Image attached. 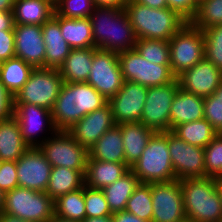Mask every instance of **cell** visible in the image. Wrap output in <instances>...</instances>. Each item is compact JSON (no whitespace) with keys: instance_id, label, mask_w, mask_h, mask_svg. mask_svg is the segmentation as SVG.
I'll return each instance as SVG.
<instances>
[{"instance_id":"37","label":"cell","mask_w":222,"mask_h":222,"mask_svg":"<svg viewBox=\"0 0 222 222\" xmlns=\"http://www.w3.org/2000/svg\"><path fill=\"white\" fill-rule=\"evenodd\" d=\"M190 23L200 30L222 24V0L201 1Z\"/></svg>"},{"instance_id":"34","label":"cell","mask_w":222,"mask_h":222,"mask_svg":"<svg viewBox=\"0 0 222 222\" xmlns=\"http://www.w3.org/2000/svg\"><path fill=\"white\" fill-rule=\"evenodd\" d=\"M55 215L62 219L82 222L86 218L84 186L54 200Z\"/></svg>"},{"instance_id":"4","label":"cell","mask_w":222,"mask_h":222,"mask_svg":"<svg viewBox=\"0 0 222 222\" xmlns=\"http://www.w3.org/2000/svg\"><path fill=\"white\" fill-rule=\"evenodd\" d=\"M186 218L197 222H221L222 202L217 178L200 177L180 180Z\"/></svg>"},{"instance_id":"22","label":"cell","mask_w":222,"mask_h":222,"mask_svg":"<svg viewBox=\"0 0 222 222\" xmlns=\"http://www.w3.org/2000/svg\"><path fill=\"white\" fill-rule=\"evenodd\" d=\"M204 98L177 90L170 107V131L176 126L204 119Z\"/></svg>"},{"instance_id":"28","label":"cell","mask_w":222,"mask_h":222,"mask_svg":"<svg viewBox=\"0 0 222 222\" xmlns=\"http://www.w3.org/2000/svg\"><path fill=\"white\" fill-rule=\"evenodd\" d=\"M53 17L59 22L61 33L71 49L94 47L93 31L89 18H65L55 12Z\"/></svg>"},{"instance_id":"16","label":"cell","mask_w":222,"mask_h":222,"mask_svg":"<svg viewBox=\"0 0 222 222\" xmlns=\"http://www.w3.org/2000/svg\"><path fill=\"white\" fill-rule=\"evenodd\" d=\"M18 186L38 192L47 190L52 165L38 147H29L16 161Z\"/></svg>"},{"instance_id":"20","label":"cell","mask_w":222,"mask_h":222,"mask_svg":"<svg viewBox=\"0 0 222 222\" xmlns=\"http://www.w3.org/2000/svg\"><path fill=\"white\" fill-rule=\"evenodd\" d=\"M111 107L107 103L85 115L67 131L82 146L89 149L106 131L115 126Z\"/></svg>"},{"instance_id":"52","label":"cell","mask_w":222,"mask_h":222,"mask_svg":"<svg viewBox=\"0 0 222 222\" xmlns=\"http://www.w3.org/2000/svg\"><path fill=\"white\" fill-rule=\"evenodd\" d=\"M15 0H0V12L13 11Z\"/></svg>"},{"instance_id":"36","label":"cell","mask_w":222,"mask_h":222,"mask_svg":"<svg viewBox=\"0 0 222 222\" xmlns=\"http://www.w3.org/2000/svg\"><path fill=\"white\" fill-rule=\"evenodd\" d=\"M134 49L149 62L159 65H170L169 41L137 39Z\"/></svg>"},{"instance_id":"45","label":"cell","mask_w":222,"mask_h":222,"mask_svg":"<svg viewBox=\"0 0 222 222\" xmlns=\"http://www.w3.org/2000/svg\"><path fill=\"white\" fill-rule=\"evenodd\" d=\"M168 8L179 13L188 22L194 17L198 3L195 0H166Z\"/></svg>"},{"instance_id":"26","label":"cell","mask_w":222,"mask_h":222,"mask_svg":"<svg viewBox=\"0 0 222 222\" xmlns=\"http://www.w3.org/2000/svg\"><path fill=\"white\" fill-rule=\"evenodd\" d=\"M117 126L122 132L125 163L130 167L140 158L154 131L141 122L121 123Z\"/></svg>"},{"instance_id":"13","label":"cell","mask_w":222,"mask_h":222,"mask_svg":"<svg viewBox=\"0 0 222 222\" xmlns=\"http://www.w3.org/2000/svg\"><path fill=\"white\" fill-rule=\"evenodd\" d=\"M86 82L107 100L114 97L124 83L118 54L98 49L93 54L92 66Z\"/></svg>"},{"instance_id":"35","label":"cell","mask_w":222,"mask_h":222,"mask_svg":"<svg viewBox=\"0 0 222 222\" xmlns=\"http://www.w3.org/2000/svg\"><path fill=\"white\" fill-rule=\"evenodd\" d=\"M125 211L142 220L152 222L153 208L150 183H139L128 199Z\"/></svg>"},{"instance_id":"38","label":"cell","mask_w":222,"mask_h":222,"mask_svg":"<svg viewBox=\"0 0 222 222\" xmlns=\"http://www.w3.org/2000/svg\"><path fill=\"white\" fill-rule=\"evenodd\" d=\"M202 31L205 39V58L222 72V24Z\"/></svg>"},{"instance_id":"12","label":"cell","mask_w":222,"mask_h":222,"mask_svg":"<svg viewBox=\"0 0 222 222\" xmlns=\"http://www.w3.org/2000/svg\"><path fill=\"white\" fill-rule=\"evenodd\" d=\"M13 115L19 123L23 140L30 147H38L57 131L51 111L47 108L29 103H14Z\"/></svg>"},{"instance_id":"56","label":"cell","mask_w":222,"mask_h":222,"mask_svg":"<svg viewBox=\"0 0 222 222\" xmlns=\"http://www.w3.org/2000/svg\"><path fill=\"white\" fill-rule=\"evenodd\" d=\"M4 194L5 193L0 190V213L2 212L3 205H4Z\"/></svg>"},{"instance_id":"10","label":"cell","mask_w":222,"mask_h":222,"mask_svg":"<svg viewBox=\"0 0 222 222\" xmlns=\"http://www.w3.org/2000/svg\"><path fill=\"white\" fill-rule=\"evenodd\" d=\"M118 60L124 81L153 87L168 84L176 78L170 65L149 62L135 49L118 54Z\"/></svg>"},{"instance_id":"33","label":"cell","mask_w":222,"mask_h":222,"mask_svg":"<svg viewBox=\"0 0 222 222\" xmlns=\"http://www.w3.org/2000/svg\"><path fill=\"white\" fill-rule=\"evenodd\" d=\"M172 132L188 144L202 148H205L218 134L206 119L182 123Z\"/></svg>"},{"instance_id":"49","label":"cell","mask_w":222,"mask_h":222,"mask_svg":"<svg viewBox=\"0 0 222 222\" xmlns=\"http://www.w3.org/2000/svg\"><path fill=\"white\" fill-rule=\"evenodd\" d=\"M136 2L154 9L168 7L166 0H137Z\"/></svg>"},{"instance_id":"47","label":"cell","mask_w":222,"mask_h":222,"mask_svg":"<svg viewBox=\"0 0 222 222\" xmlns=\"http://www.w3.org/2000/svg\"><path fill=\"white\" fill-rule=\"evenodd\" d=\"M113 222H148L125 210L112 214Z\"/></svg>"},{"instance_id":"60","label":"cell","mask_w":222,"mask_h":222,"mask_svg":"<svg viewBox=\"0 0 222 222\" xmlns=\"http://www.w3.org/2000/svg\"><path fill=\"white\" fill-rule=\"evenodd\" d=\"M198 4L201 2V1H204V0H195Z\"/></svg>"},{"instance_id":"23","label":"cell","mask_w":222,"mask_h":222,"mask_svg":"<svg viewBox=\"0 0 222 222\" xmlns=\"http://www.w3.org/2000/svg\"><path fill=\"white\" fill-rule=\"evenodd\" d=\"M129 170L130 167L126 163L94 160L88 156L84 175L85 185L94 189H103L125 175Z\"/></svg>"},{"instance_id":"59","label":"cell","mask_w":222,"mask_h":222,"mask_svg":"<svg viewBox=\"0 0 222 222\" xmlns=\"http://www.w3.org/2000/svg\"><path fill=\"white\" fill-rule=\"evenodd\" d=\"M49 1L55 5L58 0H49Z\"/></svg>"},{"instance_id":"43","label":"cell","mask_w":222,"mask_h":222,"mask_svg":"<svg viewBox=\"0 0 222 222\" xmlns=\"http://www.w3.org/2000/svg\"><path fill=\"white\" fill-rule=\"evenodd\" d=\"M18 187L16 161H0V190L4 193Z\"/></svg>"},{"instance_id":"17","label":"cell","mask_w":222,"mask_h":222,"mask_svg":"<svg viewBox=\"0 0 222 222\" xmlns=\"http://www.w3.org/2000/svg\"><path fill=\"white\" fill-rule=\"evenodd\" d=\"M146 97V86L124 81L118 93L108 100L115 124L140 122Z\"/></svg>"},{"instance_id":"58","label":"cell","mask_w":222,"mask_h":222,"mask_svg":"<svg viewBox=\"0 0 222 222\" xmlns=\"http://www.w3.org/2000/svg\"><path fill=\"white\" fill-rule=\"evenodd\" d=\"M180 222H197V221L191 220V219H189V218H185V219H183V220L180 221Z\"/></svg>"},{"instance_id":"53","label":"cell","mask_w":222,"mask_h":222,"mask_svg":"<svg viewBox=\"0 0 222 222\" xmlns=\"http://www.w3.org/2000/svg\"><path fill=\"white\" fill-rule=\"evenodd\" d=\"M82 222H113L112 216L86 217Z\"/></svg>"},{"instance_id":"2","label":"cell","mask_w":222,"mask_h":222,"mask_svg":"<svg viewBox=\"0 0 222 222\" xmlns=\"http://www.w3.org/2000/svg\"><path fill=\"white\" fill-rule=\"evenodd\" d=\"M107 103L108 100L87 82H63L51 110L54 126L67 131L85 115Z\"/></svg>"},{"instance_id":"46","label":"cell","mask_w":222,"mask_h":222,"mask_svg":"<svg viewBox=\"0 0 222 222\" xmlns=\"http://www.w3.org/2000/svg\"><path fill=\"white\" fill-rule=\"evenodd\" d=\"M14 96L0 82V120L13 116Z\"/></svg>"},{"instance_id":"19","label":"cell","mask_w":222,"mask_h":222,"mask_svg":"<svg viewBox=\"0 0 222 222\" xmlns=\"http://www.w3.org/2000/svg\"><path fill=\"white\" fill-rule=\"evenodd\" d=\"M15 57L33 68H45V44L42 25L14 24Z\"/></svg>"},{"instance_id":"25","label":"cell","mask_w":222,"mask_h":222,"mask_svg":"<svg viewBox=\"0 0 222 222\" xmlns=\"http://www.w3.org/2000/svg\"><path fill=\"white\" fill-rule=\"evenodd\" d=\"M97 50L96 47L71 49L63 64L58 68L63 82H86L90 74L93 54Z\"/></svg>"},{"instance_id":"24","label":"cell","mask_w":222,"mask_h":222,"mask_svg":"<svg viewBox=\"0 0 222 222\" xmlns=\"http://www.w3.org/2000/svg\"><path fill=\"white\" fill-rule=\"evenodd\" d=\"M29 147L14 115L0 120V161H17Z\"/></svg>"},{"instance_id":"21","label":"cell","mask_w":222,"mask_h":222,"mask_svg":"<svg viewBox=\"0 0 222 222\" xmlns=\"http://www.w3.org/2000/svg\"><path fill=\"white\" fill-rule=\"evenodd\" d=\"M45 44V68L58 69L67 58L71 47L63 38L59 22L52 16L42 25Z\"/></svg>"},{"instance_id":"31","label":"cell","mask_w":222,"mask_h":222,"mask_svg":"<svg viewBox=\"0 0 222 222\" xmlns=\"http://www.w3.org/2000/svg\"><path fill=\"white\" fill-rule=\"evenodd\" d=\"M139 183L140 181L136 175L129 170L114 183L102 189L112 214L125 210L128 199L134 193Z\"/></svg>"},{"instance_id":"42","label":"cell","mask_w":222,"mask_h":222,"mask_svg":"<svg viewBox=\"0 0 222 222\" xmlns=\"http://www.w3.org/2000/svg\"><path fill=\"white\" fill-rule=\"evenodd\" d=\"M204 119L210 122L212 127L222 133V82L208 97L204 98Z\"/></svg>"},{"instance_id":"15","label":"cell","mask_w":222,"mask_h":222,"mask_svg":"<svg viewBox=\"0 0 222 222\" xmlns=\"http://www.w3.org/2000/svg\"><path fill=\"white\" fill-rule=\"evenodd\" d=\"M152 222H180L186 218L180 180L152 182Z\"/></svg>"},{"instance_id":"14","label":"cell","mask_w":222,"mask_h":222,"mask_svg":"<svg viewBox=\"0 0 222 222\" xmlns=\"http://www.w3.org/2000/svg\"><path fill=\"white\" fill-rule=\"evenodd\" d=\"M168 150L177 180L206 177L204 148L188 144L168 131Z\"/></svg>"},{"instance_id":"7","label":"cell","mask_w":222,"mask_h":222,"mask_svg":"<svg viewBox=\"0 0 222 222\" xmlns=\"http://www.w3.org/2000/svg\"><path fill=\"white\" fill-rule=\"evenodd\" d=\"M169 47L170 69L177 77L205 57L204 33L188 22L169 40Z\"/></svg>"},{"instance_id":"3","label":"cell","mask_w":222,"mask_h":222,"mask_svg":"<svg viewBox=\"0 0 222 222\" xmlns=\"http://www.w3.org/2000/svg\"><path fill=\"white\" fill-rule=\"evenodd\" d=\"M137 39L169 41L188 21L170 8L154 9L138 2L124 6Z\"/></svg>"},{"instance_id":"44","label":"cell","mask_w":222,"mask_h":222,"mask_svg":"<svg viewBox=\"0 0 222 222\" xmlns=\"http://www.w3.org/2000/svg\"><path fill=\"white\" fill-rule=\"evenodd\" d=\"M15 57V35L13 30H0V62Z\"/></svg>"},{"instance_id":"5","label":"cell","mask_w":222,"mask_h":222,"mask_svg":"<svg viewBox=\"0 0 222 222\" xmlns=\"http://www.w3.org/2000/svg\"><path fill=\"white\" fill-rule=\"evenodd\" d=\"M140 183L176 180L168 150V131L154 132L140 158L130 166Z\"/></svg>"},{"instance_id":"30","label":"cell","mask_w":222,"mask_h":222,"mask_svg":"<svg viewBox=\"0 0 222 222\" xmlns=\"http://www.w3.org/2000/svg\"><path fill=\"white\" fill-rule=\"evenodd\" d=\"M85 171L66 167H52L49 184L45 191L53 200L59 196L82 188L85 185Z\"/></svg>"},{"instance_id":"18","label":"cell","mask_w":222,"mask_h":222,"mask_svg":"<svg viewBox=\"0 0 222 222\" xmlns=\"http://www.w3.org/2000/svg\"><path fill=\"white\" fill-rule=\"evenodd\" d=\"M176 78L181 90L205 98L213 94L222 82V72L204 57Z\"/></svg>"},{"instance_id":"8","label":"cell","mask_w":222,"mask_h":222,"mask_svg":"<svg viewBox=\"0 0 222 222\" xmlns=\"http://www.w3.org/2000/svg\"><path fill=\"white\" fill-rule=\"evenodd\" d=\"M63 84L58 69L34 68L28 81L14 95V103H29L52 110Z\"/></svg>"},{"instance_id":"1","label":"cell","mask_w":222,"mask_h":222,"mask_svg":"<svg viewBox=\"0 0 222 222\" xmlns=\"http://www.w3.org/2000/svg\"><path fill=\"white\" fill-rule=\"evenodd\" d=\"M89 19L97 49L120 54L135 48L137 37L124 8L95 7Z\"/></svg>"},{"instance_id":"51","label":"cell","mask_w":222,"mask_h":222,"mask_svg":"<svg viewBox=\"0 0 222 222\" xmlns=\"http://www.w3.org/2000/svg\"><path fill=\"white\" fill-rule=\"evenodd\" d=\"M0 222H29V221H25L17 216H13V215L4 213L2 211L0 213Z\"/></svg>"},{"instance_id":"32","label":"cell","mask_w":222,"mask_h":222,"mask_svg":"<svg viewBox=\"0 0 222 222\" xmlns=\"http://www.w3.org/2000/svg\"><path fill=\"white\" fill-rule=\"evenodd\" d=\"M34 68L22 59L14 57L0 62V82L14 96L28 81Z\"/></svg>"},{"instance_id":"11","label":"cell","mask_w":222,"mask_h":222,"mask_svg":"<svg viewBox=\"0 0 222 222\" xmlns=\"http://www.w3.org/2000/svg\"><path fill=\"white\" fill-rule=\"evenodd\" d=\"M178 89L177 78L162 86L147 87L140 122L154 132L170 131V107Z\"/></svg>"},{"instance_id":"6","label":"cell","mask_w":222,"mask_h":222,"mask_svg":"<svg viewBox=\"0 0 222 222\" xmlns=\"http://www.w3.org/2000/svg\"><path fill=\"white\" fill-rule=\"evenodd\" d=\"M4 213L29 222H48L54 215V200L46 192L16 187L4 194Z\"/></svg>"},{"instance_id":"29","label":"cell","mask_w":222,"mask_h":222,"mask_svg":"<svg viewBox=\"0 0 222 222\" xmlns=\"http://www.w3.org/2000/svg\"><path fill=\"white\" fill-rule=\"evenodd\" d=\"M54 12V4L49 0H15L14 24L43 25Z\"/></svg>"},{"instance_id":"48","label":"cell","mask_w":222,"mask_h":222,"mask_svg":"<svg viewBox=\"0 0 222 222\" xmlns=\"http://www.w3.org/2000/svg\"><path fill=\"white\" fill-rule=\"evenodd\" d=\"M14 17L13 11L0 12V30H13Z\"/></svg>"},{"instance_id":"55","label":"cell","mask_w":222,"mask_h":222,"mask_svg":"<svg viewBox=\"0 0 222 222\" xmlns=\"http://www.w3.org/2000/svg\"><path fill=\"white\" fill-rule=\"evenodd\" d=\"M217 188L219 190V195L222 202V177L217 178Z\"/></svg>"},{"instance_id":"9","label":"cell","mask_w":222,"mask_h":222,"mask_svg":"<svg viewBox=\"0 0 222 222\" xmlns=\"http://www.w3.org/2000/svg\"><path fill=\"white\" fill-rule=\"evenodd\" d=\"M52 167L86 170L88 149L65 130H57L38 146Z\"/></svg>"},{"instance_id":"39","label":"cell","mask_w":222,"mask_h":222,"mask_svg":"<svg viewBox=\"0 0 222 222\" xmlns=\"http://www.w3.org/2000/svg\"><path fill=\"white\" fill-rule=\"evenodd\" d=\"M93 0H58L55 13L65 18H89L95 9Z\"/></svg>"},{"instance_id":"57","label":"cell","mask_w":222,"mask_h":222,"mask_svg":"<svg viewBox=\"0 0 222 222\" xmlns=\"http://www.w3.org/2000/svg\"><path fill=\"white\" fill-rule=\"evenodd\" d=\"M137 0H122V8H124L125 5L136 2Z\"/></svg>"},{"instance_id":"27","label":"cell","mask_w":222,"mask_h":222,"mask_svg":"<svg viewBox=\"0 0 222 222\" xmlns=\"http://www.w3.org/2000/svg\"><path fill=\"white\" fill-rule=\"evenodd\" d=\"M89 157L105 162L125 163L121 129L115 125L106 131L89 149Z\"/></svg>"},{"instance_id":"40","label":"cell","mask_w":222,"mask_h":222,"mask_svg":"<svg viewBox=\"0 0 222 222\" xmlns=\"http://www.w3.org/2000/svg\"><path fill=\"white\" fill-rule=\"evenodd\" d=\"M206 176L213 178L222 177V133L204 148Z\"/></svg>"},{"instance_id":"54","label":"cell","mask_w":222,"mask_h":222,"mask_svg":"<svg viewBox=\"0 0 222 222\" xmlns=\"http://www.w3.org/2000/svg\"><path fill=\"white\" fill-rule=\"evenodd\" d=\"M48 222H76V221L62 219V218L57 217L56 215H54Z\"/></svg>"},{"instance_id":"50","label":"cell","mask_w":222,"mask_h":222,"mask_svg":"<svg viewBox=\"0 0 222 222\" xmlns=\"http://www.w3.org/2000/svg\"><path fill=\"white\" fill-rule=\"evenodd\" d=\"M96 7H116L122 8V0H93Z\"/></svg>"},{"instance_id":"41","label":"cell","mask_w":222,"mask_h":222,"mask_svg":"<svg viewBox=\"0 0 222 222\" xmlns=\"http://www.w3.org/2000/svg\"><path fill=\"white\" fill-rule=\"evenodd\" d=\"M86 217L112 216L102 189H94L84 185Z\"/></svg>"}]
</instances>
